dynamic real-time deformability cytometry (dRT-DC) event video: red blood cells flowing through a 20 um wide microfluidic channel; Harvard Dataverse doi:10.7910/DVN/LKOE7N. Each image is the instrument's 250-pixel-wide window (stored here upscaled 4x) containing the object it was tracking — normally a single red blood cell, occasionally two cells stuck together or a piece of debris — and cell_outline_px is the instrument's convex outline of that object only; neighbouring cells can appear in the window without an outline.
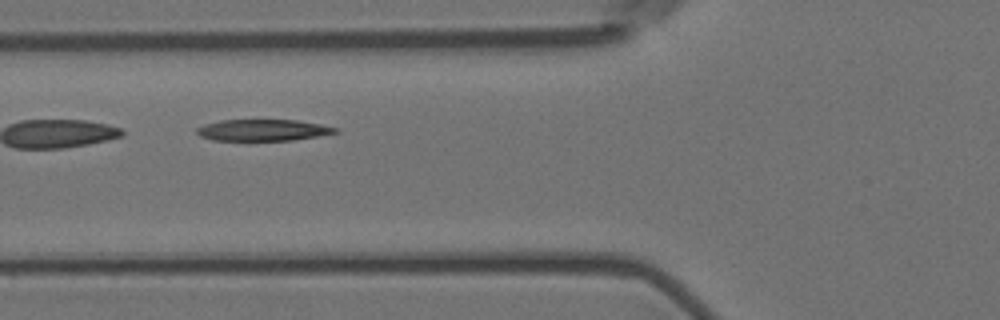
{"species": "Egyptian fruit bat (a non-hibernating species)", "species_latin": "Rousettus aegyptiacus", "temperature_condition": "room temperature", "stored_images_in_passage": 5, "camera_frame_rate_fps": 3000, "um_per_image_px": 0.085, "animal": {"sex": "female"}, "frame": {"image": 1, "passage_image": 4, "time_ms": 1.0, "image_size_px": [1000, 320], "cell_outline_px": [[340, 132], [292, 140], [212, 140], [200, 136], [196, 132], [196, 128], [204, 124], [220, 120], [296, 120], [320, 124], [340, 128]], "centroid_in_image_um": [22.35, 11.05], "position_along_channel_um": 103.4, "area_um2": 17.28}}